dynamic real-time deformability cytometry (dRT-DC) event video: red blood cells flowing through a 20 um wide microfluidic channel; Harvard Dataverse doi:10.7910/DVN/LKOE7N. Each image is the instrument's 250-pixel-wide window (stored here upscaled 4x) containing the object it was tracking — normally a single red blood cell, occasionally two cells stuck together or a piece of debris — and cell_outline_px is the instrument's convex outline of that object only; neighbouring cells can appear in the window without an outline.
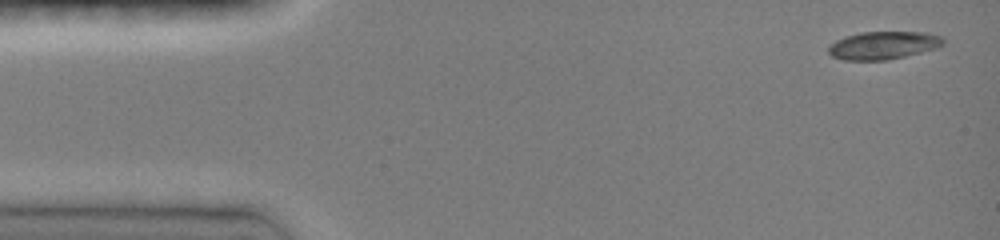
{"species": "common noctule bat (a hibernating species)", "species_latin": "Nyctalus noctula", "temperature_condition": "room temperature", "stored_images_in_passage": 30, "camera_frame_rate_fps": 3000, "um_per_image_px": 0.085, "animal": {"sex": "female", "body_mass_g": 19.0, "forearm_length_mm": 51.5}, "frame": {"image": 1, "passage_image": 1, "time_ms": 0.0, "image_size_px": [1000, 240], "cell_outline_px": [[944, 44], [936, 48], [888, 60], [844, 60], [832, 56], [828, 52], [828, 44], [844, 36], [860, 32], [928, 32], [940, 36], [944, 40]], "centroid_in_image_um": [75.04, 3.84], "position_along_channel_um": 10.0, "area_um2": 18.73}}
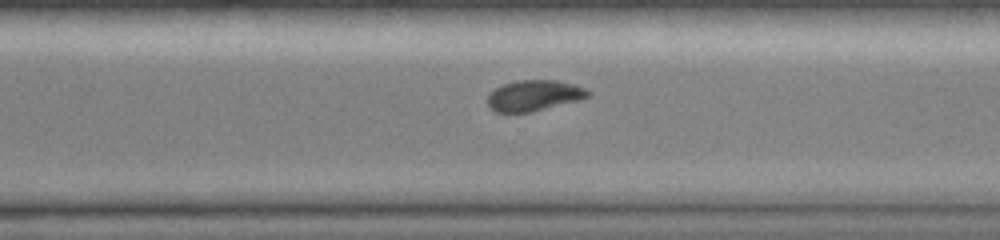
{"frame": {"image": 2, "passage_image": 22, "time_ms": 10.333, "image_size_px": [1000, 240], "cell_outline_px": [[588, 96], [580, 100], [528, 112], [496, 112], [488, 104], [488, 96], [496, 88], [504, 84], [516, 80], [556, 80], [572, 84], [584, 88], [588, 92]], "centroid_in_image_um": [45.38, 8.11], "position_along_channel_um": 325.2, "area_um2": 17.57}}
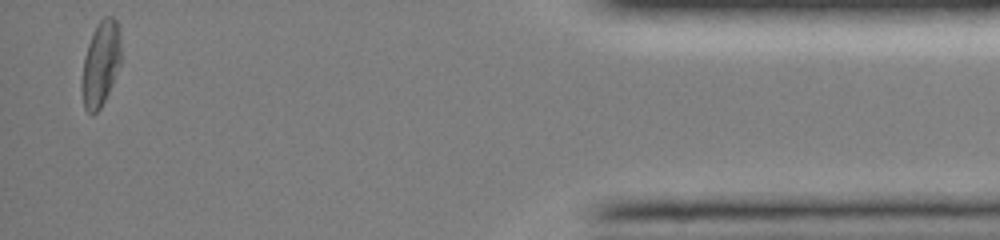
{"frame": {"image": 3, "passage_image": 30, "time_ms": 14.333, "image_size_px": [1000, 240], "cell_outline_px": [[120, 64], [112, 84], [100, 108], [92, 116], [84, 108], [80, 88], [80, 84], [84, 56], [92, 32], [96, 24], [104, 16], [112, 16], [116, 20], [120, 36]], "centroid_in_image_um": [8.52, 5.42], "position_along_channel_um": 426.7, "area_um2": 19.59}, "authors_computed_cell_mechanics": {"area_um2": 18.9873, "velocity_mm_per_s": 4.0952, "shape_relaxation_time_tau1_ms": 4.8125, "shape_relaxation_time_tau2_ms": null, "deformation_change_tau1": 0.1673, "deformation_change_tau2": null}}